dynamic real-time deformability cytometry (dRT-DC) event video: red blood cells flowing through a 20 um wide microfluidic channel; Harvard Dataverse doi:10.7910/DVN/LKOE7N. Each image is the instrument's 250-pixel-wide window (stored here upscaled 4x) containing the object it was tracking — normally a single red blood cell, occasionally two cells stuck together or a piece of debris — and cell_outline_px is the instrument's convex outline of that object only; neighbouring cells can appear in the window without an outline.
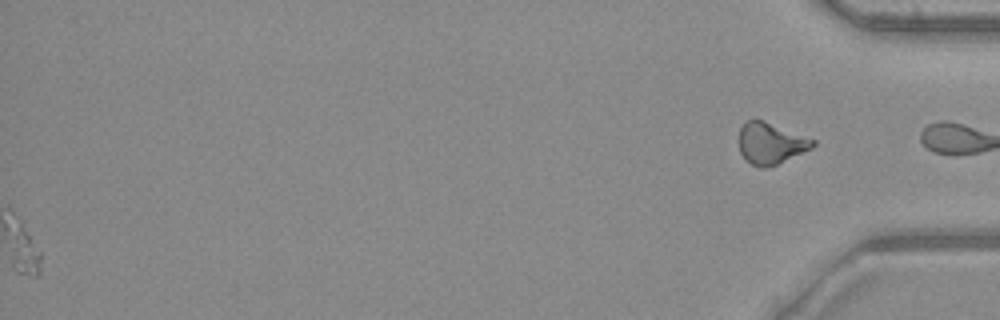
{"species": "common noctule bat (a hibernating species)", "species_latin": "Nyctalus noctula", "temperature_condition": "warm", "stored_images_in_passage": 46, "segment_of_instrument_passage": [2, 2], "camera_frame_rate_fps": 3000, "um_per_image_px": 0.085, "animal": {"sex": "male", "body_mass_g": 23.1, "forearm_length_mm": 52.7}, "frame": {"image": 1, "passage_image": 46, "time_ms": 15.0, "image_size_px": [1000, 320], "cell_outline_px": [[816, 144], [812, 148], [768, 168], [760, 168], [752, 164], [740, 152], [740, 128], [748, 120], [764, 120], [816, 140]], "centroid_in_image_um": [65.54, 12.18], "position_along_channel_um": 369.7, "area_um2": 17.57}}